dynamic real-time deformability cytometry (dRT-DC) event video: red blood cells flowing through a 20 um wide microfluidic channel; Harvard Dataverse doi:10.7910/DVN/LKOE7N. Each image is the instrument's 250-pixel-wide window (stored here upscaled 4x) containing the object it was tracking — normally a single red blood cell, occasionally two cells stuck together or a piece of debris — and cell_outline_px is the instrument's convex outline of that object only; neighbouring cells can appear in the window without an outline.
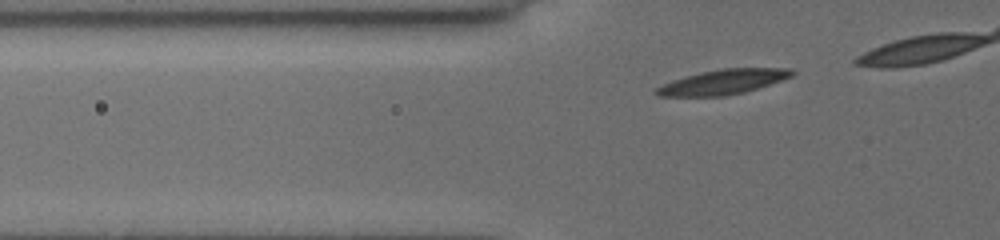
{"species": "common noctule bat (a hibernating species)", "species_latin": "Nyctalus noctula", "temperature_condition": "cold", "stored_images_in_passage": 9, "camera_frame_rate_fps": 3000, "um_per_image_px": 0.085, "animal": {"sex": "female", "body_mass_g": 19.5, "forearm_length_mm": 54.1}, "frame": {"image": 1, "passage_image": 2, "time_ms": 0.333, "image_size_px": [1000, 240], "cell_outline_px": [[796, 72], [792, 76], [744, 92], [724, 96], [656, 96], [652, 92], [656, 88], [672, 80], [700, 72], [724, 68], [788, 68]], "centroid_in_image_um": [61.41, 6.96], "position_along_channel_um": 64.4, "area_um2": 19.42}}
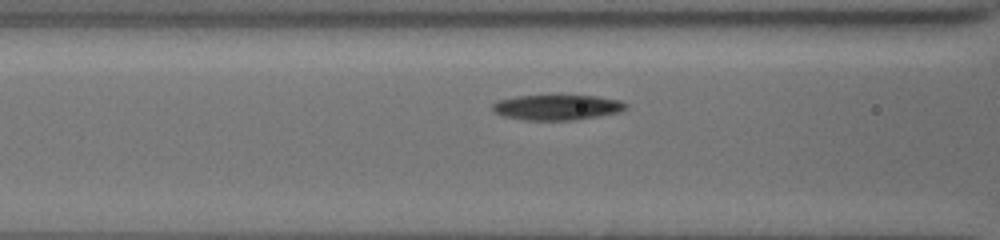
{"frame": {"image": 2, "passage_image": 7, "time_ms": 2.0, "image_size_px": [1000, 240], "cell_outline_px": [[628, 108], [620, 112], [600, 116], [572, 120], [524, 120], [504, 116], [492, 112], [492, 104], [496, 100], [516, 96], [596, 96], [620, 100], [628, 104]], "centroid_in_image_um": [47.34, 9.13], "position_along_channel_um": 119.3, "area_um2": 19.77}}